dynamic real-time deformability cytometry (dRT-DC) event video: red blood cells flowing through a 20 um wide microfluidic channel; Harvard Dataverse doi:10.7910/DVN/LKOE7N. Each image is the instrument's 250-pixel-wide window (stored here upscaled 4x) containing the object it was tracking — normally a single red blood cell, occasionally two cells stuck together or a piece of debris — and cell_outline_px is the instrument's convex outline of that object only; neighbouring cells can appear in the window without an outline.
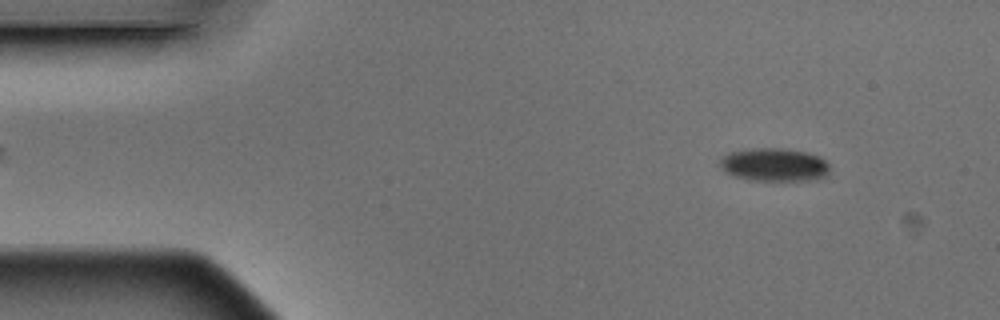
{"species": "Egyptian fruit bat (a non-hibernating species)", "species_latin": "Rousettus aegyptiacus", "temperature_condition": "warm", "stored_images_in_passage": 5, "camera_frame_rate_fps": 3000, "um_per_image_px": 0.085, "animal": {"sex": "male"}, "frame": {"image": 1, "passage_image": 1, "time_ms": 0.0, "image_size_px": [1000, 320], "cell_outline_px": [[828, 172], [824, 176], [808, 180], [748, 180], [724, 172], [720, 164], [720, 160], [728, 152], [744, 148], [784, 148], [808, 152], [820, 156], [828, 164]], "centroid_in_image_um": [65.77, 13.98], "position_along_channel_um": 19.2, "area_um2": 21.27}}
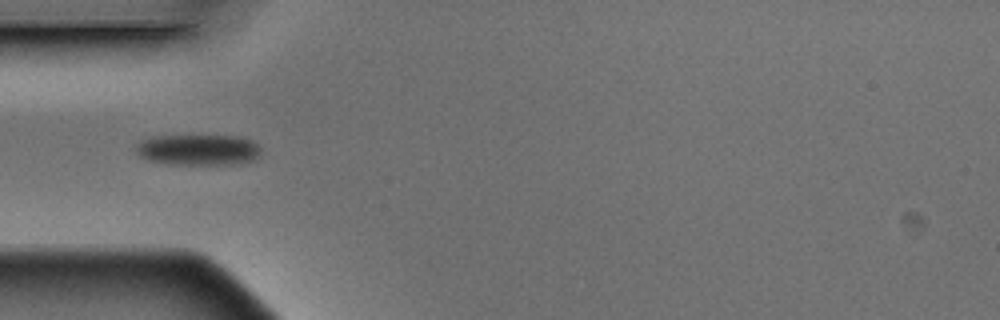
{"frame": {"image": 2, "passage_image": 4, "time_ms": 1.0, "image_size_px": [1000, 320], "cell_outline_px": [[260, 156], [252, 160], [240, 164], [168, 164], [148, 160], [140, 156], [136, 152], [136, 144], [152, 136], [240, 136], [252, 140], [260, 144]], "centroid_in_image_um": [16.89, 12.73], "position_along_channel_um": 68.1, "area_um2": 22.66}}
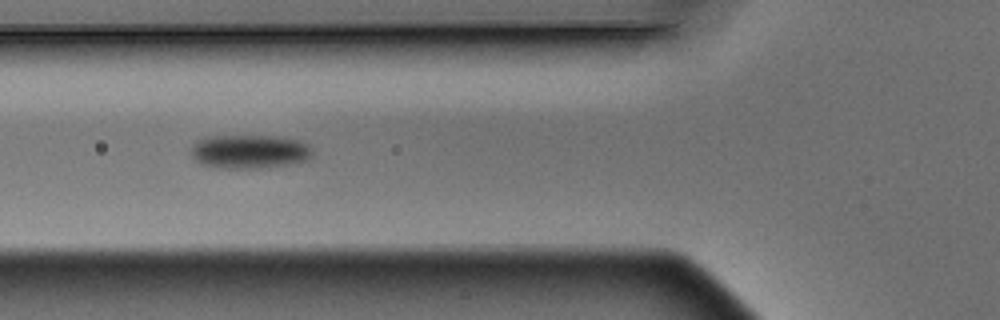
{"frame": {"image": 3, "passage_image": 5, "time_ms": 1.333, "image_size_px": [1000, 320], "cell_outline_px": [[312, 156], [304, 160], [288, 164], [268, 168], [216, 168], [200, 164], [188, 152], [196, 140], [208, 136], [280, 136], [300, 140], [308, 144], [312, 148]], "centroid_in_image_um": [21.18, 12.88], "position_along_channel_um": 104.6, "area_um2": 24.33}}